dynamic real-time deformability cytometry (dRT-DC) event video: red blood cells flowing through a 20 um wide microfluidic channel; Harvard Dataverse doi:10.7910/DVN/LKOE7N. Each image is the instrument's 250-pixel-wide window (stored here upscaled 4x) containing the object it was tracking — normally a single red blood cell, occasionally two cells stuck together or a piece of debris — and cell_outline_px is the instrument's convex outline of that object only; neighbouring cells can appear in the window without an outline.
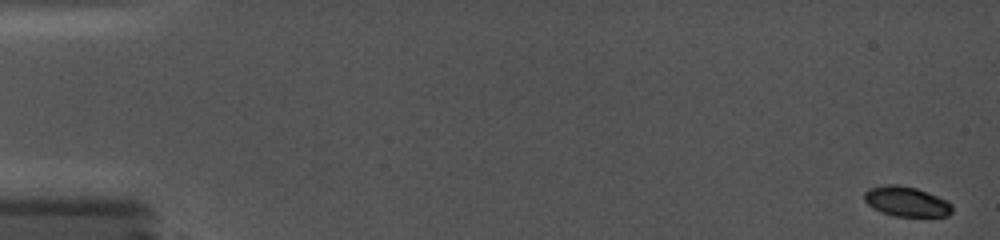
{"species": "common noctule bat (a hibernating species)", "species_latin": "Nyctalus noctula", "temperature_condition": "cold", "stored_images_in_passage": 47, "camera_frame_rate_fps": 5000, "um_per_image_px": 0.085, "animal": {"sex": "female", "body_mass_g": 19.0, "forearm_length_mm": 56.7}, "frame": {"image": 1, "passage_image": 1, "time_ms": 0.0, "image_size_px": [1000, 240], "cell_outline_px": [[952, 212], [948, 216], [896, 216], [880, 212], [872, 208], [864, 200], [864, 192], [868, 188], [884, 184], [896, 184], [916, 188], [928, 192], [948, 200], [952, 204]], "centroid_in_image_um": [77.04, 17.12], "position_along_channel_um": 8.0, "area_um2": 15.55}}
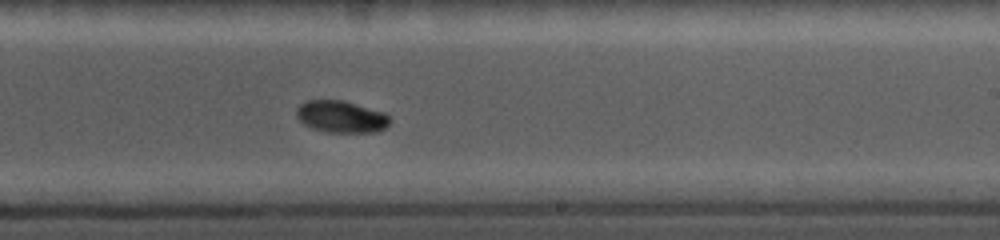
{"frame": {"image": 2, "passage_image": 27, "time_ms": 11.0, "image_size_px": [1000, 240], "cell_outline_px": [[392, 120], [384, 128], [376, 132], [328, 132], [312, 128], [304, 124], [296, 116], [296, 108], [300, 104], [308, 100], [344, 100], [384, 112]], "centroid_in_image_um": [29.0, 9.91], "position_along_channel_um": 260.0, "area_um2": 17.4}}
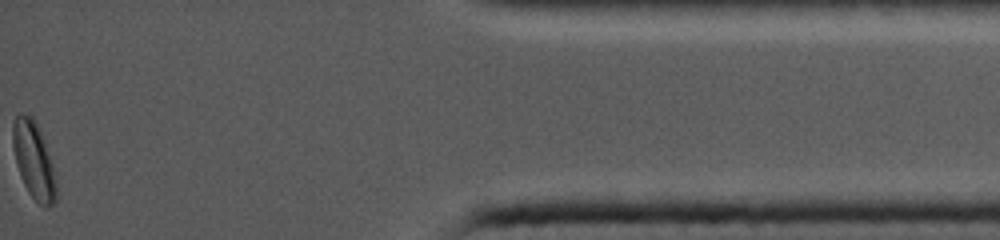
{"frame": {"image": 3, "passage_image": 47, "time_ms": 16.8, "image_size_px": [1000, 240], "cell_outline_px": [[56, 200], [48, 208], [44, 208], [28, 192], [20, 176], [16, 164], [12, 144], [12, 124], [16, 116], [20, 112], [32, 116], [36, 120], [52, 168], [56, 184]], "centroid_in_image_um": [2.82, 13.61], "position_along_channel_um": 432.4, "area_um2": 19.13}, "authors_computed_cell_mechanics": {"area_um2": 17.051, "velocity_mm_per_s": 3.7872, "shape_relaxation_time_tau1_ms": null, "shape_relaxation_time_tau2_ms": 4.6893, "deformation_change_tau1": null, "deformation_change_tau2": 0.047}}